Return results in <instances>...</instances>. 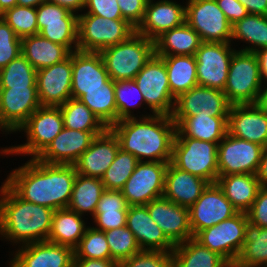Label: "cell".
I'll return each instance as SVG.
<instances>
[{"mask_svg":"<svg viewBox=\"0 0 267 267\" xmlns=\"http://www.w3.org/2000/svg\"><path fill=\"white\" fill-rule=\"evenodd\" d=\"M22 165L4 181L21 199L53 210L69 206L77 176L74 165L48 164L37 158Z\"/></svg>","mask_w":267,"mask_h":267,"instance_id":"6da1fadb","label":"cell"},{"mask_svg":"<svg viewBox=\"0 0 267 267\" xmlns=\"http://www.w3.org/2000/svg\"><path fill=\"white\" fill-rule=\"evenodd\" d=\"M110 129L116 135L123 151L138 161L169 163L177 126L171 116L161 114L140 115L119 120Z\"/></svg>","mask_w":267,"mask_h":267,"instance_id":"7a4b0ae2","label":"cell"},{"mask_svg":"<svg viewBox=\"0 0 267 267\" xmlns=\"http://www.w3.org/2000/svg\"><path fill=\"white\" fill-rule=\"evenodd\" d=\"M54 211L24 201L3 182L0 187V237L18 247L47 241Z\"/></svg>","mask_w":267,"mask_h":267,"instance_id":"3957f363","label":"cell"},{"mask_svg":"<svg viewBox=\"0 0 267 267\" xmlns=\"http://www.w3.org/2000/svg\"><path fill=\"white\" fill-rule=\"evenodd\" d=\"M113 81L134 80L155 54V42L135 32L125 41L99 52Z\"/></svg>","mask_w":267,"mask_h":267,"instance_id":"277c9868","label":"cell"},{"mask_svg":"<svg viewBox=\"0 0 267 267\" xmlns=\"http://www.w3.org/2000/svg\"><path fill=\"white\" fill-rule=\"evenodd\" d=\"M63 128L64 120L60 107L40 106L17 130L26 134V143L3 147L0 154L37 158Z\"/></svg>","mask_w":267,"mask_h":267,"instance_id":"5b68a950","label":"cell"},{"mask_svg":"<svg viewBox=\"0 0 267 267\" xmlns=\"http://www.w3.org/2000/svg\"><path fill=\"white\" fill-rule=\"evenodd\" d=\"M218 144L190 137H175L171 163L210 184L216 183L219 175Z\"/></svg>","mask_w":267,"mask_h":267,"instance_id":"8992f818","label":"cell"},{"mask_svg":"<svg viewBox=\"0 0 267 267\" xmlns=\"http://www.w3.org/2000/svg\"><path fill=\"white\" fill-rule=\"evenodd\" d=\"M136 32L127 20H112L81 13L78 15V50L100 52L121 43Z\"/></svg>","mask_w":267,"mask_h":267,"instance_id":"52a82bcc","label":"cell"},{"mask_svg":"<svg viewBox=\"0 0 267 267\" xmlns=\"http://www.w3.org/2000/svg\"><path fill=\"white\" fill-rule=\"evenodd\" d=\"M262 86L259 62L255 53H233L224 94L232 104H255Z\"/></svg>","mask_w":267,"mask_h":267,"instance_id":"ba28073f","label":"cell"},{"mask_svg":"<svg viewBox=\"0 0 267 267\" xmlns=\"http://www.w3.org/2000/svg\"><path fill=\"white\" fill-rule=\"evenodd\" d=\"M140 89L145 108L152 114L171 116L174 110L175 97L171 94L165 63L154 54L134 78Z\"/></svg>","mask_w":267,"mask_h":267,"instance_id":"9c48e42d","label":"cell"},{"mask_svg":"<svg viewBox=\"0 0 267 267\" xmlns=\"http://www.w3.org/2000/svg\"><path fill=\"white\" fill-rule=\"evenodd\" d=\"M185 22L202 42L231 43L232 25L215 0H186Z\"/></svg>","mask_w":267,"mask_h":267,"instance_id":"30bf717a","label":"cell"},{"mask_svg":"<svg viewBox=\"0 0 267 267\" xmlns=\"http://www.w3.org/2000/svg\"><path fill=\"white\" fill-rule=\"evenodd\" d=\"M168 163L139 161L121 192L128 206L147 205L163 197Z\"/></svg>","mask_w":267,"mask_h":267,"instance_id":"8fae6325","label":"cell"},{"mask_svg":"<svg viewBox=\"0 0 267 267\" xmlns=\"http://www.w3.org/2000/svg\"><path fill=\"white\" fill-rule=\"evenodd\" d=\"M247 214L237 212L217 225L200 231L194 238L226 261H236L243 247Z\"/></svg>","mask_w":267,"mask_h":267,"instance_id":"7c38bea8","label":"cell"},{"mask_svg":"<svg viewBox=\"0 0 267 267\" xmlns=\"http://www.w3.org/2000/svg\"><path fill=\"white\" fill-rule=\"evenodd\" d=\"M232 43L202 42L195 53L198 85L224 91L230 62L236 49Z\"/></svg>","mask_w":267,"mask_h":267,"instance_id":"4fadbf2b","label":"cell"},{"mask_svg":"<svg viewBox=\"0 0 267 267\" xmlns=\"http://www.w3.org/2000/svg\"><path fill=\"white\" fill-rule=\"evenodd\" d=\"M264 147L230 134L218 144L219 175L256 174Z\"/></svg>","mask_w":267,"mask_h":267,"instance_id":"5bb4252c","label":"cell"},{"mask_svg":"<svg viewBox=\"0 0 267 267\" xmlns=\"http://www.w3.org/2000/svg\"><path fill=\"white\" fill-rule=\"evenodd\" d=\"M188 209L193 237L200 231L217 225L238 212L217 183L209 184Z\"/></svg>","mask_w":267,"mask_h":267,"instance_id":"9a60e30c","label":"cell"},{"mask_svg":"<svg viewBox=\"0 0 267 267\" xmlns=\"http://www.w3.org/2000/svg\"><path fill=\"white\" fill-rule=\"evenodd\" d=\"M40 106L36 87L0 88V130L16 133Z\"/></svg>","mask_w":267,"mask_h":267,"instance_id":"2e32d148","label":"cell"},{"mask_svg":"<svg viewBox=\"0 0 267 267\" xmlns=\"http://www.w3.org/2000/svg\"><path fill=\"white\" fill-rule=\"evenodd\" d=\"M36 88L41 106L59 107L72 98V52L62 62L37 70Z\"/></svg>","mask_w":267,"mask_h":267,"instance_id":"e0dca14e","label":"cell"},{"mask_svg":"<svg viewBox=\"0 0 267 267\" xmlns=\"http://www.w3.org/2000/svg\"><path fill=\"white\" fill-rule=\"evenodd\" d=\"M231 105L222 90L196 85L175 99L171 117L194 116L200 111L210 116H228Z\"/></svg>","mask_w":267,"mask_h":267,"instance_id":"ac0fdd59","label":"cell"},{"mask_svg":"<svg viewBox=\"0 0 267 267\" xmlns=\"http://www.w3.org/2000/svg\"><path fill=\"white\" fill-rule=\"evenodd\" d=\"M185 18L186 5L173 0H148L136 32L155 41L164 32L182 25Z\"/></svg>","mask_w":267,"mask_h":267,"instance_id":"d6986e66","label":"cell"},{"mask_svg":"<svg viewBox=\"0 0 267 267\" xmlns=\"http://www.w3.org/2000/svg\"><path fill=\"white\" fill-rule=\"evenodd\" d=\"M145 206L152 220L174 245L193 238L188 207L175 204L164 197L152 200Z\"/></svg>","mask_w":267,"mask_h":267,"instance_id":"ffe728a7","label":"cell"},{"mask_svg":"<svg viewBox=\"0 0 267 267\" xmlns=\"http://www.w3.org/2000/svg\"><path fill=\"white\" fill-rule=\"evenodd\" d=\"M228 134L267 147V112L256 104L231 105Z\"/></svg>","mask_w":267,"mask_h":267,"instance_id":"44dd1931","label":"cell"},{"mask_svg":"<svg viewBox=\"0 0 267 267\" xmlns=\"http://www.w3.org/2000/svg\"><path fill=\"white\" fill-rule=\"evenodd\" d=\"M103 132L80 131L64 127L37 159L48 164L73 165L89 148L94 137Z\"/></svg>","mask_w":267,"mask_h":267,"instance_id":"7402d4cb","label":"cell"},{"mask_svg":"<svg viewBox=\"0 0 267 267\" xmlns=\"http://www.w3.org/2000/svg\"><path fill=\"white\" fill-rule=\"evenodd\" d=\"M119 148L116 135L110 128H107L103 133L94 137L89 148L73 164L77 174L101 179L114 161Z\"/></svg>","mask_w":267,"mask_h":267,"instance_id":"603a6c76","label":"cell"},{"mask_svg":"<svg viewBox=\"0 0 267 267\" xmlns=\"http://www.w3.org/2000/svg\"><path fill=\"white\" fill-rule=\"evenodd\" d=\"M110 79L99 52H72V88L73 99H79L86 90L105 88Z\"/></svg>","mask_w":267,"mask_h":267,"instance_id":"cb8c5ba5","label":"cell"},{"mask_svg":"<svg viewBox=\"0 0 267 267\" xmlns=\"http://www.w3.org/2000/svg\"><path fill=\"white\" fill-rule=\"evenodd\" d=\"M11 253L19 267H72L74 249L49 241H40L17 248Z\"/></svg>","mask_w":267,"mask_h":267,"instance_id":"d4e9b609","label":"cell"},{"mask_svg":"<svg viewBox=\"0 0 267 267\" xmlns=\"http://www.w3.org/2000/svg\"><path fill=\"white\" fill-rule=\"evenodd\" d=\"M126 226L134 234L141 250L172 252L175 247L152 220L145 205L129 206Z\"/></svg>","mask_w":267,"mask_h":267,"instance_id":"484cf974","label":"cell"},{"mask_svg":"<svg viewBox=\"0 0 267 267\" xmlns=\"http://www.w3.org/2000/svg\"><path fill=\"white\" fill-rule=\"evenodd\" d=\"M209 184L207 180L182 171L169 162L165 175L163 197L175 204L189 208Z\"/></svg>","mask_w":267,"mask_h":267,"instance_id":"4316f807","label":"cell"},{"mask_svg":"<svg viewBox=\"0 0 267 267\" xmlns=\"http://www.w3.org/2000/svg\"><path fill=\"white\" fill-rule=\"evenodd\" d=\"M177 126L175 137L219 143L228 133V116H210L201 111L194 116L172 117Z\"/></svg>","mask_w":267,"mask_h":267,"instance_id":"83f0119b","label":"cell"},{"mask_svg":"<svg viewBox=\"0 0 267 267\" xmlns=\"http://www.w3.org/2000/svg\"><path fill=\"white\" fill-rule=\"evenodd\" d=\"M218 186L238 212L246 213L262 187L255 174L218 175Z\"/></svg>","mask_w":267,"mask_h":267,"instance_id":"f1b7e54d","label":"cell"},{"mask_svg":"<svg viewBox=\"0 0 267 267\" xmlns=\"http://www.w3.org/2000/svg\"><path fill=\"white\" fill-rule=\"evenodd\" d=\"M21 54L36 70H40L62 62L70 56L71 51L37 34L21 39Z\"/></svg>","mask_w":267,"mask_h":267,"instance_id":"f546056e","label":"cell"},{"mask_svg":"<svg viewBox=\"0 0 267 267\" xmlns=\"http://www.w3.org/2000/svg\"><path fill=\"white\" fill-rule=\"evenodd\" d=\"M154 42L157 56H195L202 43L199 34L186 22L164 32Z\"/></svg>","mask_w":267,"mask_h":267,"instance_id":"4dcf8cb0","label":"cell"},{"mask_svg":"<svg viewBox=\"0 0 267 267\" xmlns=\"http://www.w3.org/2000/svg\"><path fill=\"white\" fill-rule=\"evenodd\" d=\"M128 204L121 190L105 189L94 216V228L101 231H108L114 228L126 226Z\"/></svg>","mask_w":267,"mask_h":267,"instance_id":"1f68e13d","label":"cell"},{"mask_svg":"<svg viewBox=\"0 0 267 267\" xmlns=\"http://www.w3.org/2000/svg\"><path fill=\"white\" fill-rule=\"evenodd\" d=\"M83 217L68 208L55 210L47 241L74 249L88 227Z\"/></svg>","mask_w":267,"mask_h":267,"instance_id":"d6a6232c","label":"cell"},{"mask_svg":"<svg viewBox=\"0 0 267 267\" xmlns=\"http://www.w3.org/2000/svg\"><path fill=\"white\" fill-rule=\"evenodd\" d=\"M160 57L165 63L170 91L175 98L198 85L195 56L173 55Z\"/></svg>","mask_w":267,"mask_h":267,"instance_id":"836d02e7","label":"cell"},{"mask_svg":"<svg viewBox=\"0 0 267 267\" xmlns=\"http://www.w3.org/2000/svg\"><path fill=\"white\" fill-rule=\"evenodd\" d=\"M171 255L174 267H221L226 262L194 237L175 245Z\"/></svg>","mask_w":267,"mask_h":267,"instance_id":"e575fe53","label":"cell"},{"mask_svg":"<svg viewBox=\"0 0 267 267\" xmlns=\"http://www.w3.org/2000/svg\"><path fill=\"white\" fill-rule=\"evenodd\" d=\"M104 190L101 179L77 174L67 208L83 216L89 213L93 217Z\"/></svg>","mask_w":267,"mask_h":267,"instance_id":"d590c367","label":"cell"},{"mask_svg":"<svg viewBox=\"0 0 267 267\" xmlns=\"http://www.w3.org/2000/svg\"><path fill=\"white\" fill-rule=\"evenodd\" d=\"M236 39L246 44L240 51L253 52L267 48V16L248 14L232 25L231 43ZM233 41V42H232Z\"/></svg>","mask_w":267,"mask_h":267,"instance_id":"8d00e7d4","label":"cell"},{"mask_svg":"<svg viewBox=\"0 0 267 267\" xmlns=\"http://www.w3.org/2000/svg\"><path fill=\"white\" fill-rule=\"evenodd\" d=\"M79 100L84 103L107 128H110L117 122L115 88L114 81L111 78L105 83V88L86 90Z\"/></svg>","mask_w":267,"mask_h":267,"instance_id":"74e56055","label":"cell"},{"mask_svg":"<svg viewBox=\"0 0 267 267\" xmlns=\"http://www.w3.org/2000/svg\"><path fill=\"white\" fill-rule=\"evenodd\" d=\"M236 262L243 267H267V227L261 228L248 221Z\"/></svg>","mask_w":267,"mask_h":267,"instance_id":"f35d334b","label":"cell"},{"mask_svg":"<svg viewBox=\"0 0 267 267\" xmlns=\"http://www.w3.org/2000/svg\"><path fill=\"white\" fill-rule=\"evenodd\" d=\"M63 115L64 127L80 131H105L107 127L79 99L70 98L59 106Z\"/></svg>","mask_w":267,"mask_h":267,"instance_id":"ab89813d","label":"cell"},{"mask_svg":"<svg viewBox=\"0 0 267 267\" xmlns=\"http://www.w3.org/2000/svg\"><path fill=\"white\" fill-rule=\"evenodd\" d=\"M37 70L21 54L0 70V88L36 87Z\"/></svg>","mask_w":267,"mask_h":267,"instance_id":"60d3db41","label":"cell"},{"mask_svg":"<svg viewBox=\"0 0 267 267\" xmlns=\"http://www.w3.org/2000/svg\"><path fill=\"white\" fill-rule=\"evenodd\" d=\"M114 88L117 122L127 118L139 117L138 115L135 116L133 111L145 105V101L135 80L114 81Z\"/></svg>","mask_w":267,"mask_h":267,"instance_id":"b9f144b4","label":"cell"},{"mask_svg":"<svg viewBox=\"0 0 267 267\" xmlns=\"http://www.w3.org/2000/svg\"><path fill=\"white\" fill-rule=\"evenodd\" d=\"M138 159L119 148L114 161L107 168L101 180L107 190H121L133 174Z\"/></svg>","mask_w":267,"mask_h":267,"instance_id":"7bdbcfd3","label":"cell"},{"mask_svg":"<svg viewBox=\"0 0 267 267\" xmlns=\"http://www.w3.org/2000/svg\"><path fill=\"white\" fill-rule=\"evenodd\" d=\"M110 248L111 260L120 263L141 251L134 234L127 226L104 231Z\"/></svg>","mask_w":267,"mask_h":267,"instance_id":"ee69618b","label":"cell"},{"mask_svg":"<svg viewBox=\"0 0 267 267\" xmlns=\"http://www.w3.org/2000/svg\"><path fill=\"white\" fill-rule=\"evenodd\" d=\"M74 258L111 259L104 231L88 226L84 236L74 248Z\"/></svg>","mask_w":267,"mask_h":267,"instance_id":"f6af8a7d","label":"cell"},{"mask_svg":"<svg viewBox=\"0 0 267 267\" xmlns=\"http://www.w3.org/2000/svg\"><path fill=\"white\" fill-rule=\"evenodd\" d=\"M0 18L20 39L38 34L36 8L16 5L1 14Z\"/></svg>","mask_w":267,"mask_h":267,"instance_id":"bcb514c9","label":"cell"},{"mask_svg":"<svg viewBox=\"0 0 267 267\" xmlns=\"http://www.w3.org/2000/svg\"><path fill=\"white\" fill-rule=\"evenodd\" d=\"M38 34L53 43L66 46L71 52L78 50V21L42 22Z\"/></svg>","mask_w":267,"mask_h":267,"instance_id":"7dc6e473","label":"cell"},{"mask_svg":"<svg viewBox=\"0 0 267 267\" xmlns=\"http://www.w3.org/2000/svg\"><path fill=\"white\" fill-rule=\"evenodd\" d=\"M21 55V39L0 18V70Z\"/></svg>","mask_w":267,"mask_h":267,"instance_id":"c3c4849f","label":"cell"},{"mask_svg":"<svg viewBox=\"0 0 267 267\" xmlns=\"http://www.w3.org/2000/svg\"><path fill=\"white\" fill-rule=\"evenodd\" d=\"M118 267H174L171 252L141 250Z\"/></svg>","mask_w":267,"mask_h":267,"instance_id":"681fc988","label":"cell"},{"mask_svg":"<svg viewBox=\"0 0 267 267\" xmlns=\"http://www.w3.org/2000/svg\"><path fill=\"white\" fill-rule=\"evenodd\" d=\"M38 33L42 22L78 21V15L54 3L44 1L36 8Z\"/></svg>","mask_w":267,"mask_h":267,"instance_id":"f907efd6","label":"cell"},{"mask_svg":"<svg viewBox=\"0 0 267 267\" xmlns=\"http://www.w3.org/2000/svg\"><path fill=\"white\" fill-rule=\"evenodd\" d=\"M83 13L106 19L125 20L122 18L118 0H85Z\"/></svg>","mask_w":267,"mask_h":267,"instance_id":"816d5d0a","label":"cell"},{"mask_svg":"<svg viewBox=\"0 0 267 267\" xmlns=\"http://www.w3.org/2000/svg\"><path fill=\"white\" fill-rule=\"evenodd\" d=\"M248 221L261 228L267 227V187H261L253 205L246 212Z\"/></svg>","mask_w":267,"mask_h":267,"instance_id":"f5cc1de1","label":"cell"},{"mask_svg":"<svg viewBox=\"0 0 267 267\" xmlns=\"http://www.w3.org/2000/svg\"><path fill=\"white\" fill-rule=\"evenodd\" d=\"M148 0H118L122 18L137 28L142 22Z\"/></svg>","mask_w":267,"mask_h":267,"instance_id":"db71d44e","label":"cell"},{"mask_svg":"<svg viewBox=\"0 0 267 267\" xmlns=\"http://www.w3.org/2000/svg\"><path fill=\"white\" fill-rule=\"evenodd\" d=\"M231 25H234L249 13L238 0H215Z\"/></svg>","mask_w":267,"mask_h":267,"instance_id":"11a10c76","label":"cell"},{"mask_svg":"<svg viewBox=\"0 0 267 267\" xmlns=\"http://www.w3.org/2000/svg\"><path fill=\"white\" fill-rule=\"evenodd\" d=\"M72 267H118V263L111 259L73 258Z\"/></svg>","mask_w":267,"mask_h":267,"instance_id":"9f6ffc18","label":"cell"},{"mask_svg":"<svg viewBox=\"0 0 267 267\" xmlns=\"http://www.w3.org/2000/svg\"><path fill=\"white\" fill-rule=\"evenodd\" d=\"M249 14L267 16V0H238Z\"/></svg>","mask_w":267,"mask_h":267,"instance_id":"6f0895ef","label":"cell"},{"mask_svg":"<svg viewBox=\"0 0 267 267\" xmlns=\"http://www.w3.org/2000/svg\"><path fill=\"white\" fill-rule=\"evenodd\" d=\"M68 9L70 12L79 15V11H84L85 0H46Z\"/></svg>","mask_w":267,"mask_h":267,"instance_id":"680465c9","label":"cell"},{"mask_svg":"<svg viewBox=\"0 0 267 267\" xmlns=\"http://www.w3.org/2000/svg\"><path fill=\"white\" fill-rule=\"evenodd\" d=\"M255 175L261 186L267 187V147L263 149L261 160Z\"/></svg>","mask_w":267,"mask_h":267,"instance_id":"91938a15","label":"cell"},{"mask_svg":"<svg viewBox=\"0 0 267 267\" xmlns=\"http://www.w3.org/2000/svg\"><path fill=\"white\" fill-rule=\"evenodd\" d=\"M258 62L262 83H267V48L255 52Z\"/></svg>","mask_w":267,"mask_h":267,"instance_id":"94428289","label":"cell"},{"mask_svg":"<svg viewBox=\"0 0 267 267\" xmlns=\"http://www.w3.org/2000/svg\"><path fill=\"white\" fill-rule=\"evenodd\" d=\"M259 108L267 112V83H262L255 103Z\"/></svg>","mask_w":267,"mask_h":267,"instance_id":"6125c7cd","label":"cell"},{"mask_svg":"<svg viewBox=\"0 0 267 267\" xmlns=\"http://www.w3.org/2000/svg\"><path fill=\"white\" fill-rule=\"evenodd\" d=\"M16 5H18L17 0H0V15Z\"/></svg>","mask_w":267,"mask_h":267,"instance_id":"be15d7a7","label":"cell"},{"mask_svg":"<svg viewBox=\"0 0 267 267\" xmlns=\"http://www.w3.org/2000/svg\"><path fill=\"white\" fill-rule=\"evenodd\" d=\"M46 0H17L19 6L37 8L41 3Z\"/></svg>","mask_w":267,"mask_h":267,"instance_id":"e7e4bbea","label":"cell"},{"mask_svg":"<svg viewBox=\"0 0 267 267\" xmlns=\"http://www.w3.org/2000/svg\"><path fill=\"white\" fill-rule=\"evenodd\" d=\"M221 267H243L239 265L236 261H226Z\"/></svg>","mask_w":267,"mask_h":267,"instance_id":"03108f58","label":"cell"},{"mask_svg":"<svg viewBox=\"0 0 267 267\" xmlns=\"http://www.w3.org/2000/svg\"><path fill=\"white\" fill-rule=\"evenodd\" d=\"M9 267H19L11 258L10 262L8 263Z\"/></svg>","mask_w":267,"mask_h":267,"instance_id":"003e7915","label":"cell"}]
</instances>
